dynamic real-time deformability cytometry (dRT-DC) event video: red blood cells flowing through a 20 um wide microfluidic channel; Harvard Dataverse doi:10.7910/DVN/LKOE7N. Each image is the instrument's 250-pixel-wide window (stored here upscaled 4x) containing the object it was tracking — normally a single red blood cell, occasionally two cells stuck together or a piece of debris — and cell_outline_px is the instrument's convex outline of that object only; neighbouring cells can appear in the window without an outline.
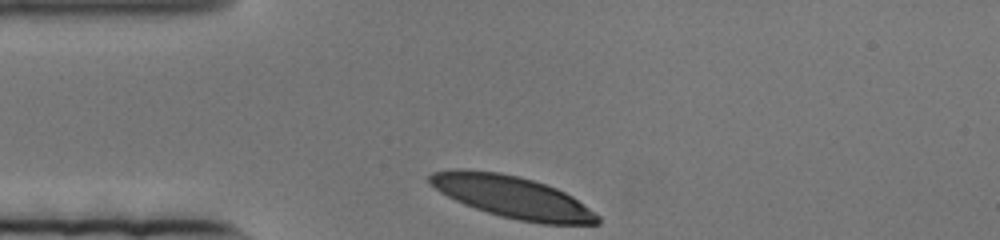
{"species": "human", "species_latin": "Homo sapiens", "temperature_condition": "cold", "stored_images_in_passage": 49, "camera_frame_rate_fps": 3000, "um_per_image_px": 0.085, "donor": {"sex": "female"}, "frame": {"image": 1, "passage_image": 1, "time_ms": 0.0, "image_size_px": [1000, 240], "cell_outline_px": [[600, 224], [540, 224], [500, 216], [464, 204], [440, 192], [428, 184], [428, 176], [432, 172], [460, 168], [500, 172], [520, 176], [556, 188], [572, 196], [600, 216]], "centroid_in_image_um": [43.53, 16.73], "position_along_channel_um": 41.5, "area_um2": 41.04}}
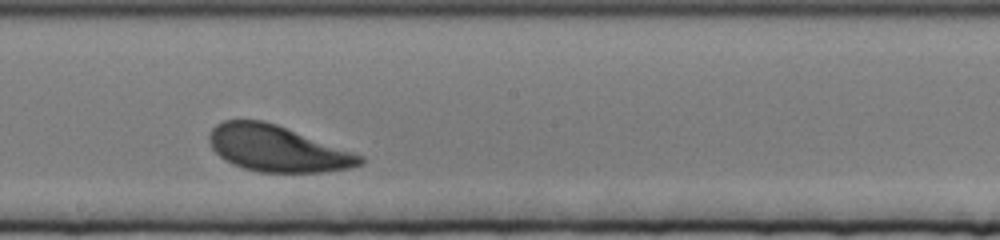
{"frame": {"image": 2, "passage_image": 28, "time_ms": 9.0, "image_size_px": [1000, 240], "cell_outline_px": [[364, 164], [352, 168], [324, 172], [260, 172], [244, 168], [232, 164], [224, 160], [212, 148], [208, 140], [208, 136], [212, 128], [216, 124], [224, 120], [264, 120], [276, 124], [364, 156]], "centroid_in_image_um": [23.56, 12.63], "position_along_channel_um": 224.6, "area_um2": 40.46}}
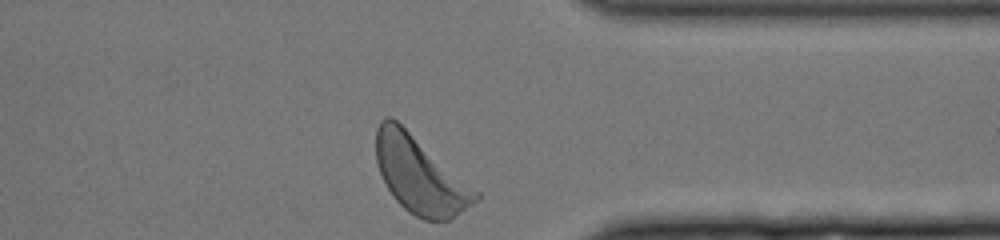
{"frame": {"image": 3, "passage_image": 49, "time_ms": 16.0, "image_size_px": [1000, 240], "cell_outline_px": [[484, 196], [480, 200], [452, 220], [424, 220], [408, 212], [396, 200], [388, 188], [380, 172], [376, 160], [376, 128], [380, 120], [384, 116], [392, 116], [480, 192]], "centroid_in_image_um": [35.74, 14.89], "position_along_channel_um": 375.7, "area_um2": 44.74}}